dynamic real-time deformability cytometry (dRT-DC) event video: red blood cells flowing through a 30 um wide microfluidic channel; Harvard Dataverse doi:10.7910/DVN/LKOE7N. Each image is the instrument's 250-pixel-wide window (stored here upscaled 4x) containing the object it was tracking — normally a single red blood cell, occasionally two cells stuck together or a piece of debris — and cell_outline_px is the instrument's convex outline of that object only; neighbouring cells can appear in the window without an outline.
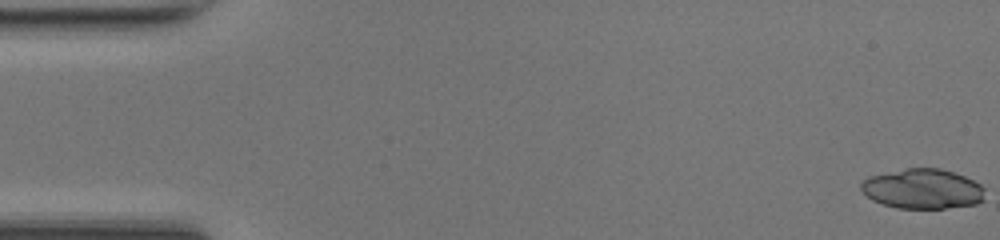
{"species": "common noctule bat (a hibernating species)", "species_latin": "Nyctalus noctula", "temperature_condition": "room temperature", "stored_images_in_passage": 49, "camera_frame_rate_fps": 3000, "um_per_image_px": 0.085, "animal": {"sex": "female", "body_mass_g": 17.0, "forearm_length_mm": 48.0}, "frame": {"image": 1, "passage_image": 1, "time_ms": 0.0, "image_size_px": [1000, 240], "cell_outline_px": [[984, 200], [976, 204], [944, 208], [896, 208], [872, 200], [860, 188], [860, 184], [868, 176], [908, 168], [940, 168], [964, 176], [980, 184], [984, 188]], "centroid_in_image_um": [78.43, 16.05], "position_along_channel_um": 6.6, "area_um2": 28.67}}
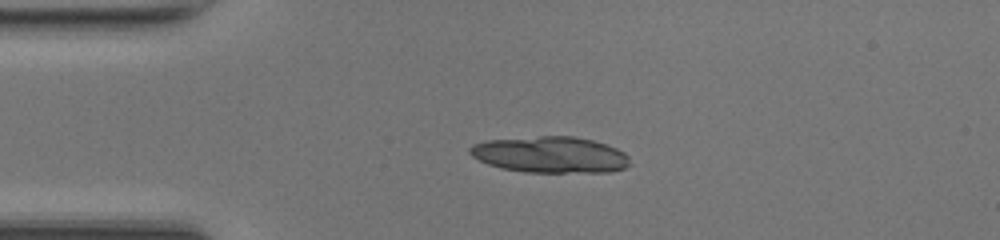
{"frame": {"image": 2, "passage_image": 12, "time_ms": 3.667, "image_size_px": [1000, 240], "cell_outline_px": [[628, 164], [624, 168], [608, 172], [524, 172], [500, 168], [488, 164], [472, 156], [468, 152], [468, 148], [472, 144], [488, 140], [540, 136], [576, 136], [592, 140], [616, 148], [624, 152], [628, 156]], "centroid_in_image_um": [46.74, 13.15], "position_along_channel_um": 38.3, "area_um2": 33.76}, "authors_computed_cell_mechanics": {"area_um2": 29.767, "velocity_mm_per_s": 4.2337, "shape_relaxation_time_tau1_ms": 5.8263, "shape_relaxation_time_tau2_ms": 5.0021, "deformation_change_tau1": 0.162, "deformation_change_tau2": 0.0904}}